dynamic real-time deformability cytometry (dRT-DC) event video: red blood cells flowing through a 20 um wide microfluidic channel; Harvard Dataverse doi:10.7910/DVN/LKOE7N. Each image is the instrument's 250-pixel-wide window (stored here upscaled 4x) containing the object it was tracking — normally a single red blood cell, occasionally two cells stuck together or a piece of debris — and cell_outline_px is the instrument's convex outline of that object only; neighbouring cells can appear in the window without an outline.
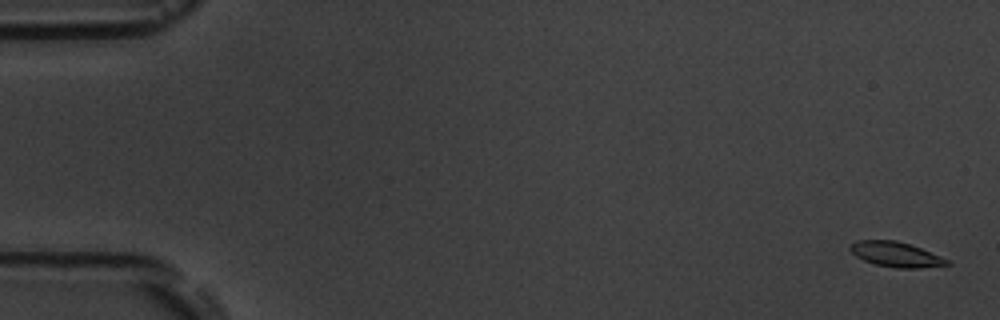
{"species": "common noctule bat (a hibernating species)", "species_latin": "Nyctalus noctula", "temperature_condition": "room temperature", "stored_images_in_passage": 5, "camera_frame_rate_fps": 3000, "um_per_image_px": 0.085, "animal": {"sex": "male", "body_mass_g": 19.5, "forearm_length_mm": 54.6}, "frame": {"image": 1, "passage_image": 1, "time_ms": 0.0, "image_size_px": [1000, 320], "cell_outline_px": [[952, 264], [920, 268], [896, 268], [876, 264], [864, 260], [856, 256], [848, 248], [856, 240], [896, 240], [920, 248], [940, 256], [948, 260]], "centroid_in_image_um": [76.14, 21.62], "position_along_channel_um": 8.9, "area_um2": 13.93}}
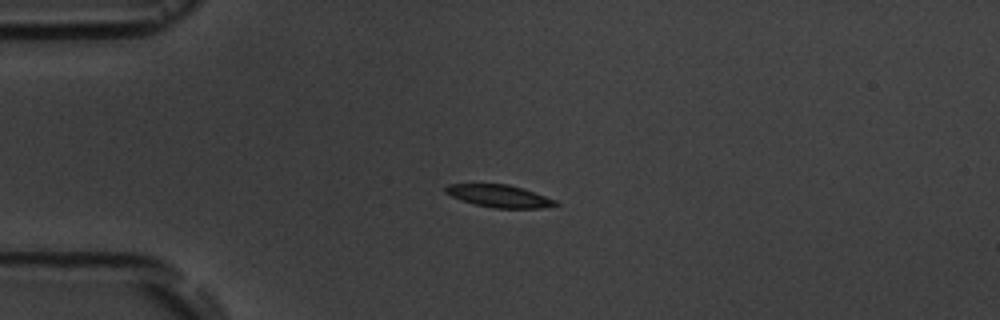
{"frame": {"image": 2, "passage_image": 4, "time_ms": 4.333, "image_size_px": [1000, 320], "cell_outline_px": [[560, 204], [540, 208], [496, 208], [472, 204], [452, 196], [444, 192], [444, 188], [448, 184], [508, 184], [524, 188], [556, 200]], "centroid_in_image_um": [42.43, 16.66], "position_along_channel_um": 42.6, "area_um2": 14.39}}